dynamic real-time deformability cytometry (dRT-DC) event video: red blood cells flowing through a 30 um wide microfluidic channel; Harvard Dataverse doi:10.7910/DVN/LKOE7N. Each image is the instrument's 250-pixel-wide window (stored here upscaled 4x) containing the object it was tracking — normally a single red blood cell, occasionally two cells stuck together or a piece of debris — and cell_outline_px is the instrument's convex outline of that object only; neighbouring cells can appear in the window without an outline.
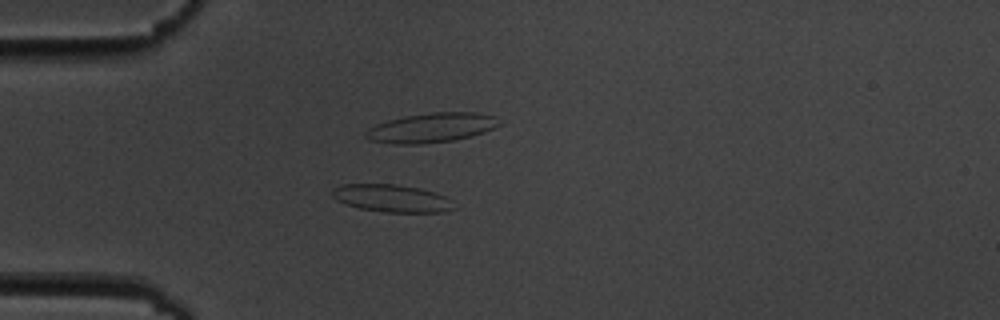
{"species": "common noctule bat (a hibernating species)", "species_latin": "Nyctalus noctula", "temperature_condition": "cold", "stored_images_in_passage": 4, "camera_frame_rate_fps": 3000, "um_per_image_px": 0.085, "animal": {"sex": "male", "body_mass_g": 19.5, "forearm_length_mm": 54.6}, "frame": {"image": 1, "passage_image": 4, "time_ms": 3.333, "image_size_px": [1000, 320], "cell_outline_px": [[456, 208], [444, 212], [384, 212], [360, 208], [344, 204], [336, 200], [332, 196], [332, 188], [340, 184], [396, 184], [420, 188], [436, 192], [452, 200]], "centroid_in_image_um": [33.3, 16.85], "position_along_channel_um": 51.7, "area_um2": 19.77}}